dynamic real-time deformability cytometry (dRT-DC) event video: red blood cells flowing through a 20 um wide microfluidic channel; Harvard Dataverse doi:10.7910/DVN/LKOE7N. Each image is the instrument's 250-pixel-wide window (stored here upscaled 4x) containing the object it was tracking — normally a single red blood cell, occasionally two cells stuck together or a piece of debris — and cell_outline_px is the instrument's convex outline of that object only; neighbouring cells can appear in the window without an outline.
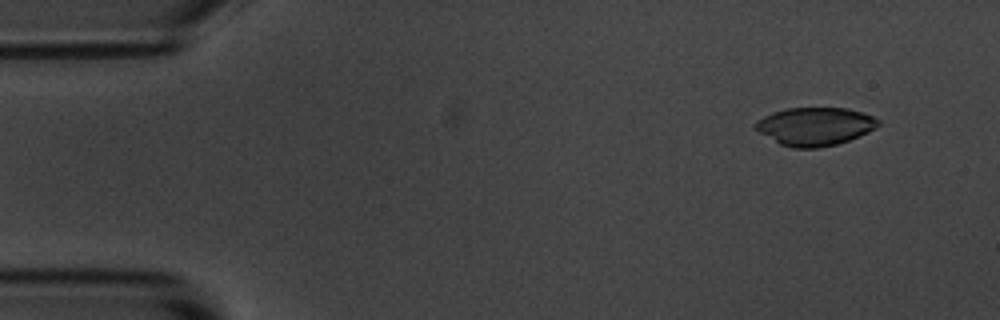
{"species": "common noctule bat (a hibernating species)", "species_latin": "Nyctalus noctula", "temperature_condition": "room temperature", "stored_images_in_passage": 53, "camera_frame_rate_fps": 3000, "um_per_image_px": 0.085, "animal": {"sex": "male", "body_mass_g": 20.1, "forearm_length_mm": 53.5}, "frame": {"image": 1, "passage_image": 3, "time_ms": 0.667, "image_size_px": [1000, 320], "cell_outline_px": [[880, 124], [876, 128], [868, 132], [848, 140], [836, 144], [820, 148], [792, 148], [780, 144], [752, 128], [752, 124], [756, 120], [772, 112], [788, 108], [848, 108], [872, 116], [880, 120]], "centroid_in_image_um": [69.24, 10.74], "position_along_channel_um": 15.8, "area_um2": 27.4}}
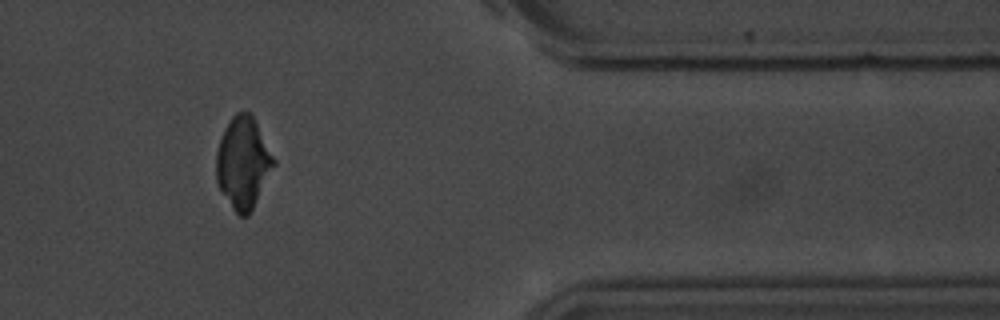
{"frame": {"image": 2, "passage_image": 44, "time_ms": 14.333, "image_size_px": [1000, 320], "cell_outline_px": [[276, 164], [248, 216], [240, 216], [232, 208], [220, 188], [216, 180], [216, 152], [224, 128], [232, 116], [236, 112], [252, 112], [276, 160]], "centroid_in_image_um": [20.68, 13.79], "position_along_channel_um": 390.7, "area_um2": 30.69}}
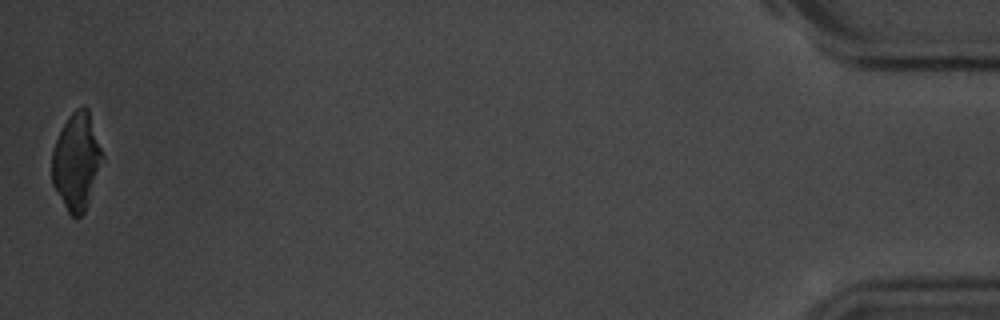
{"frame": {"image": 3, "passage_image": 53, "time_ms": 17.333, "image_size_px": [1000, 320], "cell_outline_px": [[104, 160], [88, 204], [84, 212], [76, 220], [68, 212], [52, 184], [52, 148], [68, 116], [76, 108], [84, 104], [88, 108], [104, 156]], "centroid_in_image_um": [6.52, 13.72], "position_along_channel_um": 428.7, "area_um2": 28.73}}